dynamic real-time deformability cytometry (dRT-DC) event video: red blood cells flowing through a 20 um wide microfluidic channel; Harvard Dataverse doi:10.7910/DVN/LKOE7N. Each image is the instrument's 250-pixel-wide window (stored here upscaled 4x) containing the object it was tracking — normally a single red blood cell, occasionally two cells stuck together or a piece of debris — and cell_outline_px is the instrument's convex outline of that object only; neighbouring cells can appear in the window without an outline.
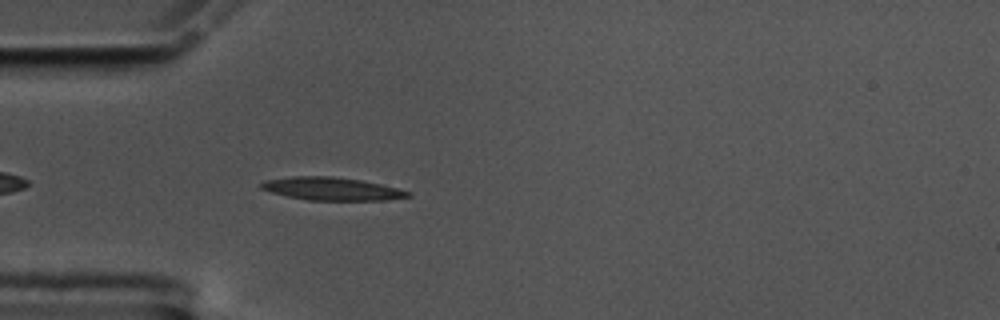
{"species": "common noctule bat (a hibernating species)", "species_latin": "Nyctalus noctula", "temperature_condition": "cold", "stored_images_in_passage": 44, "camera_frame_rate_fps": 3000, "um_per_image_px": 0.085, "animal": {"sex": "male", "body_mass_g": 17.5, "forearm_length_mm": 52.3}, "frame": {"image": 1, "passage_image": 4, "time_ms": 1.0, "image_size_px": [1000, 320], "cell_outline_px": [[412, 196], [384, 200], [308, 200], [288, 196], [272, 192], [260, 188], [260, 184], [264, 180], [292, 176], [332, 176], [360, 180], [380, 184], [412, 192]], "centroid_in_image_um": [28.19, 16.04], "position_along_channel_um": 56.8, "area_um2": 19.48}}
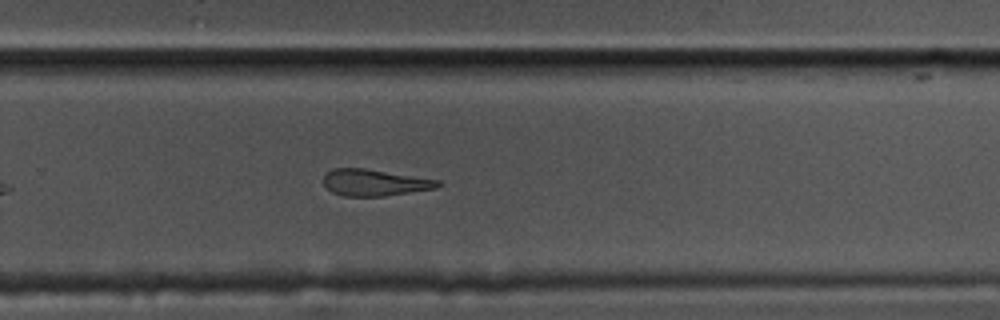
{"frame": {"image": 2, "passage_image": 25, "time_ms": 8.0, "image_size_px": [1000, 320], "cell_outline_px": [[444, 184], [436, 188], [384, 196], [344, 196], [332, 192], [324, 184], [324, 176], [332, 168], [364, 168], [440, 180]], "centroid_in_image_um": [31.86, 15.52], "position_along_channel_um": 297.9, "area_um2": 17.63}}
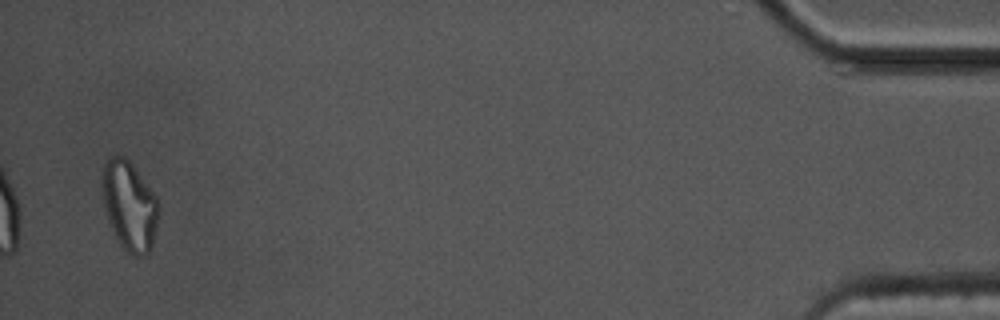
{"frame": {"image": 3, "passage_image": 43, "time_ms": 14.0, "image_size_px": [1000, 320], "cell_outline_px": [[160, 204], [152, 248], [148, 256], [132, 256], [120, 244], [108, 220], [104, 204], [104, 164], [112, 156], [124, 156], [132, 164], [156, 196]], "centroid_in_image_um": [11.05, 17.54], "position_along_channel_um": 424.1, "area_um2": 28.84}, "authors_computed_cell_mechanics": {"area_um2": 19.1607, "velocity_mm_per_s": 3.5211, "shape_relaxation_time_tau1_ms": 5.7002, "shape_relaxation_time_tau2_ms": 3.6379, "deformation_change_tau1": 0.2246, "deformation_change_tau2": 0.1526}}